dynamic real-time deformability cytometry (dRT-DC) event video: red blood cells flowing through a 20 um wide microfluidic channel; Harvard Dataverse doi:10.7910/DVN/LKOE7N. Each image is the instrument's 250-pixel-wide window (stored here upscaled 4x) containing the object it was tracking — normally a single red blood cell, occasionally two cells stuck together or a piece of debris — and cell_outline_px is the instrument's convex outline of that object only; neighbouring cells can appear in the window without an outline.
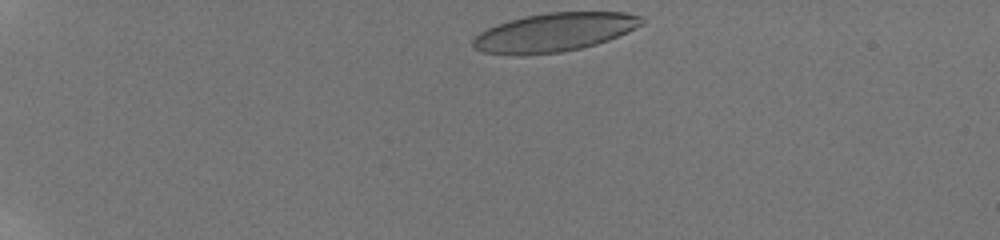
{"species": "human", "species_latin": "Homo sapiens", "temperature_condition": "room temperature", "stored_images_in_passage": 26, "camera_frame_rate_fps": 3000, "um_per_image_px": 0.085, "donor": {"sex": "male"}, "frame": {"image": 1, "passage_image": 1, "time_ms": 0.0, "image_size_px": [1000, 240], "cell_outline_px": [[648, 20], [644, 24], [628, 32], [608, 40], [596, 44], [564, 52], [484, 52], [476, 48], [472, 44], [472, 40], [480, 32], [496, 24], [524, 16], [548, 12], [624, 12], [644, 16]], "centroid_in_image_um": [47.26, 2.69], "position_along_channel_um": 37.7, "area_um2": 37.17}}
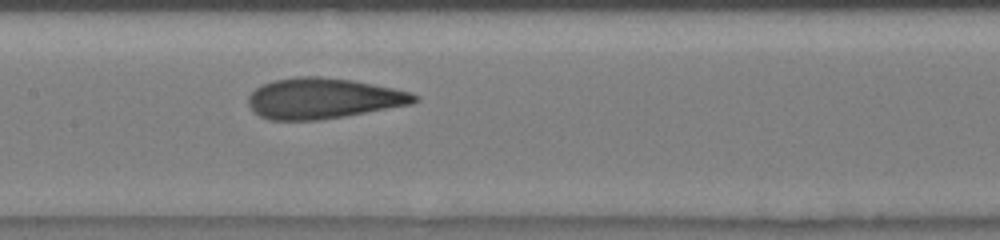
{"frame": {"image": 2, "passage_image": 12, "time_ms": 6.0, "image_size_px": [1000, 240], "cell_outline_px": [[420, 100], [412, 104], [344, 116], [320, 120], [268, 120], [252, 112], [248, 104], [248, 96], [256, 88], [264, 84], [276, 80], [296, 76], [320, 76], [352, 80], [392, 88], [408, 92], [420, 96]], "centroid_in_image_um": [27.45, 8.37], "position_along_channel_um": 180.0, "area_um2": 39.3}}
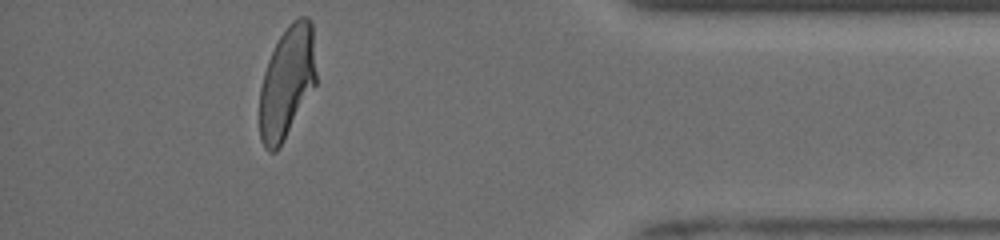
{"frame": {"image": 3, "passage_image": 25, "time_ms": 12.667, "image_size_px": [1000, 240], "cell_outline_px": [[316, 84], [284, 140], [276, 152], [268, 152], [264, 148], [260, 140], [260, 88], [264, 72], [268, 60], [280, 36], [288, 24], [292, 20], [300, 16], [308, 16], [312, 24], [316, 72]], "centroid_in_image_um": [24.39, 6.99], "position_along_channel_um": 410.8, "area_um2": 36.93}, "authors_computed_cell_mechanics": {"area_um2": 38.9861, "velocity_mm_per_s": 3.8879, "shape_relaxation_time_tau1_ms": 5.1569, "shape_relaxation_time_tau2_ms": 1.1284, "deformation_change_tau1": 0.1994, "deformation_change_tau2": 0.0976}}